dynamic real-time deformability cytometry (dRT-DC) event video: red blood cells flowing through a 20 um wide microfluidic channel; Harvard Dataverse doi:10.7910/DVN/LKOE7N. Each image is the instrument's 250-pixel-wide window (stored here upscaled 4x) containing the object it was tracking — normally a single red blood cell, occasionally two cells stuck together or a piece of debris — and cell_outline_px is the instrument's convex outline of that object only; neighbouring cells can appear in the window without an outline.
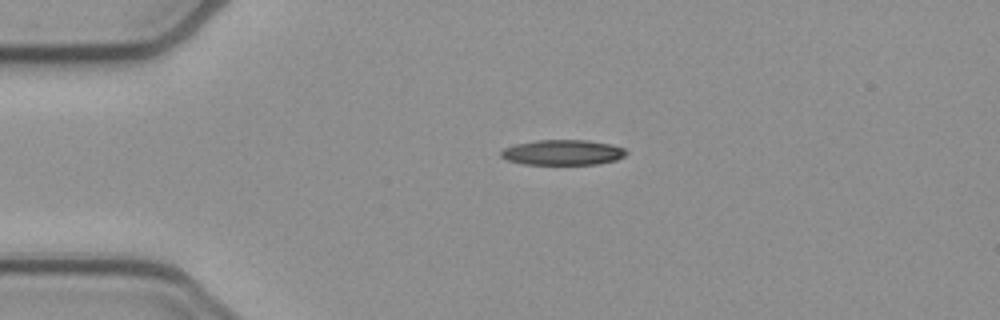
{"species": "common noctule bat (a hibernating species)", "species_latin": "Nyctalus noctula", "temperature_condition": "cold", "stored_images_in_passage": 52, "camera_frame_rate_fps": 3000, "um_per_image_px": 0.085, "animal": {"sex": "female", "body_mass_g": 21.9}, "frame": {"image": 1, "passage_image": 11, "time_ms": 3.333, "image_size_px": [1000, 320], "cell_outline_px": [[628, 152], [624, 156], [616, 160], [596, 164], [524, 164], [508, 160], [500, 156], [500, 152], [504, 148], [516, 144], [536, 140], [588, 140], [608, 144], [624, 148]], "centroid_in_image_um": [47.82, 12.95], "position_along_channel_um": 37.2, "area_um2": 18.32}}
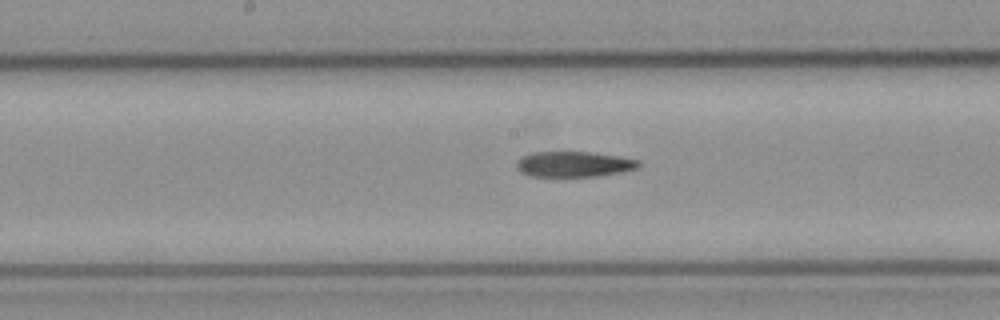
{"frame": {"image": 2, "passage_image": 26, "time_ms": 8.333, "image_size_px": [1000, 320], "cell_outline_px": [[640, 168], [600, 176], [532, 176], [520, 172], [516, 168], [516, 164], [524, 156], [532, 152], [588, 152], [620, 156], [640, 160]], "centroid_in_image_um": [48.83, 13.96], "position_along_channel_um": 199.4, "area_um2": 18.09}}
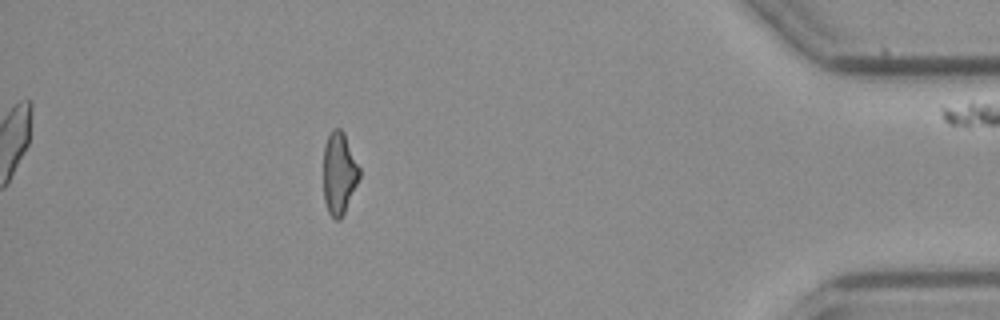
{"frame": {"image": 3, "passage_image": 46, "time_ms": 15.0, "image_size_px": [1000, 320], "cell_outline_px": [[360, 176], [344, 212], [340, 220], [336, 220], [328, 212], [324, 200], [324, 144], [332, 128], [340, 128], [344, 132], [360, 168]], "centroid_in_image_um": [28.82, 14.69], "position_along_channel_um": 406.4, "area_um2": 17.11}, "authors_computed_cell_mechanics": {"area_um2": 18.3804, "velocity_mm_per_s": 3.8995, "shape_relaxation_time_tau1_ms": null, "shape_relaxation_time_tau2_ms": 9.7885, "deformation_change_tau1": null, "deformation_change_tau2": 0.2562}}